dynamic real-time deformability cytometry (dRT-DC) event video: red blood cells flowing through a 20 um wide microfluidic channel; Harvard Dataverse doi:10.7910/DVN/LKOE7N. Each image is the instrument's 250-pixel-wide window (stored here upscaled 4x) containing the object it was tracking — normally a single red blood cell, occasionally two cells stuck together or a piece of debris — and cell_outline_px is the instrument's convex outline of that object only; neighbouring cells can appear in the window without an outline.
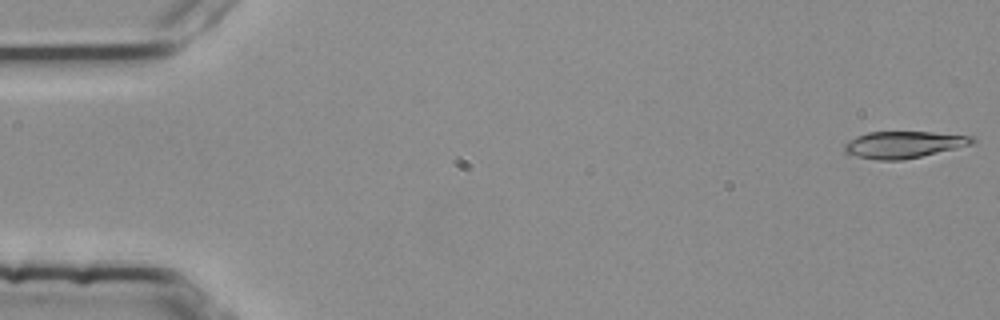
{"species": "common noctule bat (a hibernating species)", "species_latin": "Nyctalus noctula", "temperature_condition": "room temperature", "stored_images_in_passage": 4, "camera_frame_rate_fps": 3000, "um_per_image_px": 0.085, "animal": {"sex": "female", "body_mass_g": 25.1}, "frame": {"image": 1, "passage_image": 1, "time_ms": 0.0, "image_size_px": [1000, 320], "cell_outline_px": [[976, 140], [972, 144], [956, 148], [920, 156], [900, 160], [876, 160], [856, 156], [844, 152], [844, 144], [848, 140], [856, 136], [868, 132], [932, 132], [972, 136]], "centroid_in_image_um": [76.78, 12.28], "position_along_channel_um": 8.2, "area_um2": 19.83}}
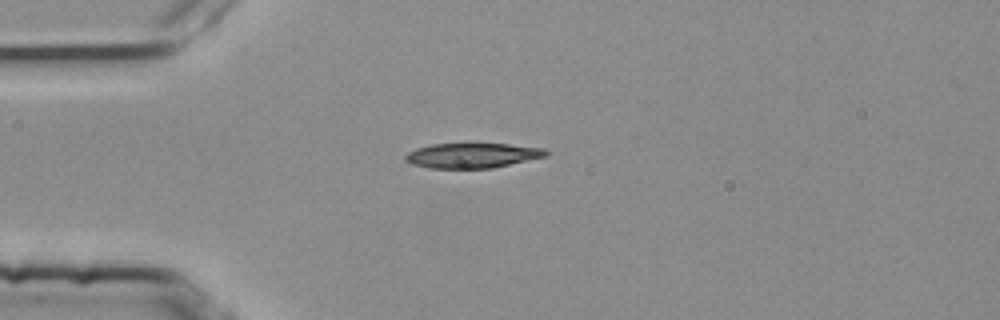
{"frame": {"image": 2, "passage_image": 4, "time_ms": 1.0, "image_size_px": [1000, 320], "cell_outline_px": [[548, 156], [492, 168], [428, 168], [412, 164], [404, 160], [404, 156], [408, 152], [416, 148], [432, 144], [508, 144], [544, 148], [548, 152]], "centroid_in_image_um": [40.13, 13.22], "position_along_channel_um": 44.9, "area_um2": 20.4}}